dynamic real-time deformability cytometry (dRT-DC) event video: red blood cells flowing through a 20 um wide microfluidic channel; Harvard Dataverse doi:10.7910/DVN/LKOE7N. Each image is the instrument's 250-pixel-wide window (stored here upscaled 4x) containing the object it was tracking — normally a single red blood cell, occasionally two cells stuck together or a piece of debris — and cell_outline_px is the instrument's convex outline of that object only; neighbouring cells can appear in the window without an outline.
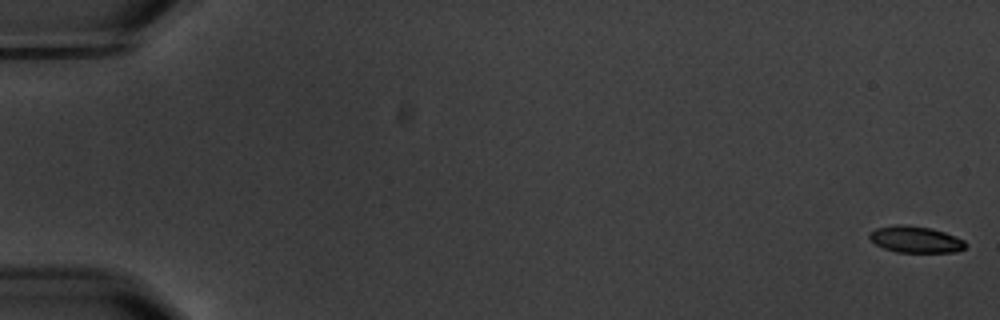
{"species": "common noctule bat (a hibernating species)", "species_latin": "Nyctalus noctula", "temperature_condition": "warm", "stored_images_in_passage": 5, "camera_frame_rate_fps": 3000, "um_per_image_px": 0.085, "animal": {"sex": "male", "body_mass_g": 20.1, "forearm_length_mm": 53.5}, "frame": {"image": 1, "passage_image": 1, "time_ms": 0.0, "image_size_px": [1000, 320], "cell_outline_px": [[968, 244], [964, 248], [956, 252], [896, 252], [884, 248], [876, 244], [868, 236], [876, 228], [896, 224], [908, 224], [932, 228], [956, 236], [964, 240]], "centroid_in_image_um": [77.85, 20.34], "position_along_channel_um": 7.1, "area_um2": 14.91}}
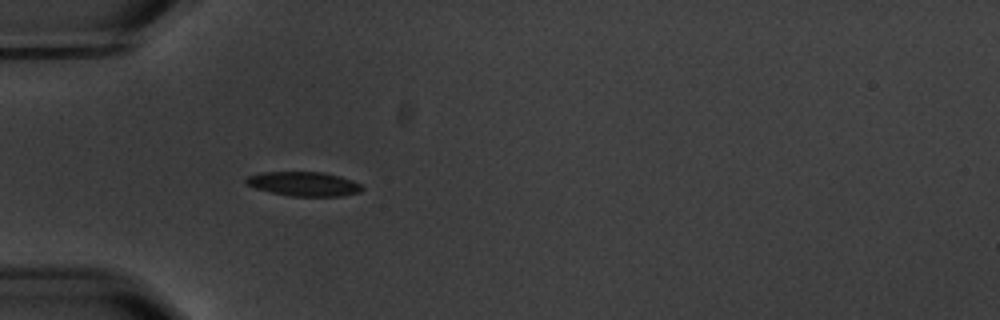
{"frame": {"image": 2, "passage_image": 5, "time_ms": 6.0, "image_size_px": [1000, 320], "cell_outline_px": [[364, 188], [360, 192], [344, 196], [292, 196], [272, 192], [256, 188], [244, 184], [244, 180], [248, 176], [260, 172], [324, 172], [340, 176], [352, 180], [360, 184]], "centroid_in_image_um": [25.83, 15.63], "position_along_channel_um": 59.2, "area_um2": 16.47}}